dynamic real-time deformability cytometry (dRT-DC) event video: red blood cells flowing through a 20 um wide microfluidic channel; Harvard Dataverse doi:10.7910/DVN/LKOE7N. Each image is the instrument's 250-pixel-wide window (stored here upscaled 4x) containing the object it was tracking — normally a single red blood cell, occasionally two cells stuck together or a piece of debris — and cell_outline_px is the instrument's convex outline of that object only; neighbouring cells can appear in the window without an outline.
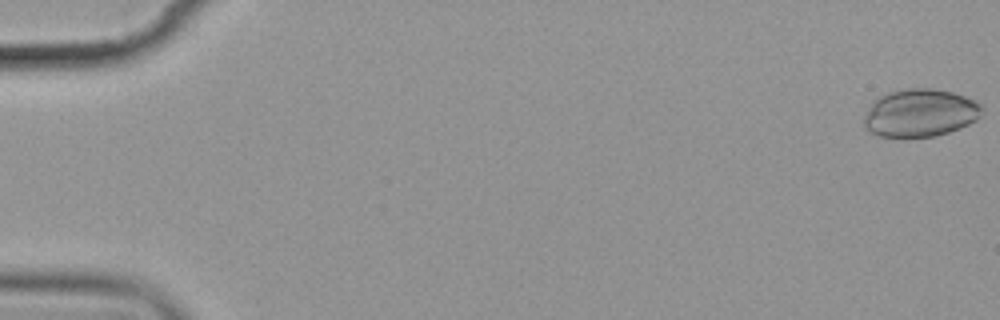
{"species": "common noctule bat (a hibernating species)", "species_latin": "Nyctalus noctula", "temperature_condition": "cold", "stored_images_in_passage": 7, "camera_frame_rate_fps": 3000, "um_per_image_px": 0.085, "animal": {"sex": "female", "body_mass_g": 19.9}, "frame": {"image": 1, "passage_image": 1, "time_ms": 0.0, "image_size_px": [1000, 320], "cell_outline_px": [[984, 108], [980, 116], [976, 120], [968, 124], [948, 132], [936, 136], [908, 140], [900, 140], [880, 136], [868, 132], [864, 128], [860, 120], [876, 96], [888, 92], [908, 88], [932, 88], [952, 92], [976, 100]], "centroid_in_image_um": [78.13, 9.64], "position_along_channel_um": 6.9, "area_um2": 34.16}}